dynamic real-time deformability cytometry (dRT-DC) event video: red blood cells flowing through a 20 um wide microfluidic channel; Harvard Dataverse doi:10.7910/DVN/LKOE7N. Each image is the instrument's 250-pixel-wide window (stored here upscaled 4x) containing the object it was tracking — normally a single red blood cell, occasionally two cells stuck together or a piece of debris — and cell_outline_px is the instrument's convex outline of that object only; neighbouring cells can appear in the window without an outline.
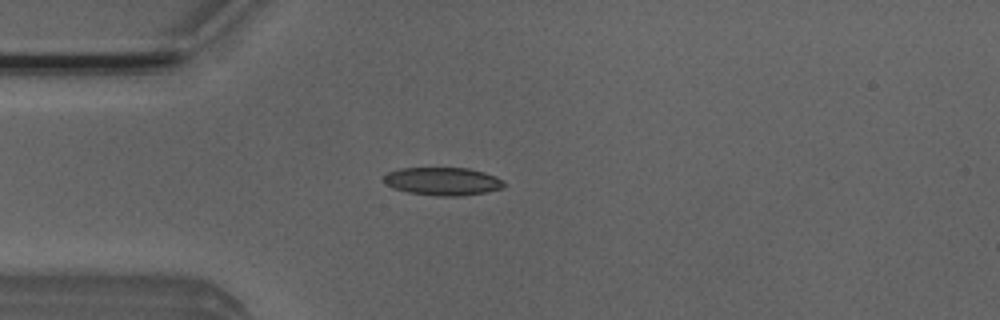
{"species": "Egyptian fruit bat (a non-hibernating species)", "species_latin": "Rousettus aegyptiacus", "temperature_condition": "room temperature", "stored_images_in_passage": 5, "camera_frame_rate_fps": 3000, "um_per_image_px": 0.085, "animal": {"sex": "male"}, "frame": {"image": 1, "passage_image": 4, "time_ms": 1.0, "image_size_px": [1000, 320], "cell_outline_px": [[504, 184], [500, 188], [484, 192], [460, 196], [436, 196], [408, 192], [392, 188], [384, 184], [384, 176], [388, 172], [400, 168], [468, 168], [484, 172], [496, 176], [504, 180]], "centroid_in_image_um": [37.6, 15.41], "position_along_channel_um": 47.4, "area_um2": 19.59}}